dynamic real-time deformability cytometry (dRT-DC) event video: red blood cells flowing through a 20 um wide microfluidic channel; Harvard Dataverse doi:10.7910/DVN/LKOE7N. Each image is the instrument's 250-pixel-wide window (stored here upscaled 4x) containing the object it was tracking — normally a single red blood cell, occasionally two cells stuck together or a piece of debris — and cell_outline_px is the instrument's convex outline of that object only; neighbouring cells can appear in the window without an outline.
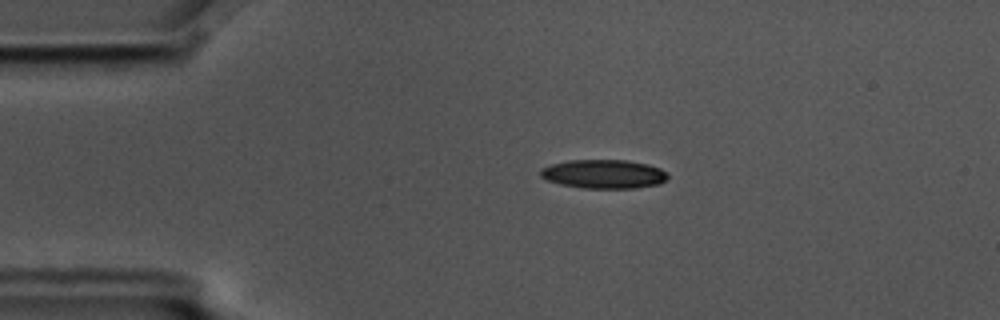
{"species": "common noctule bat (a hibernating species)", "species_latin": "Nyctalus noctula", "temperature_condition": "cold", "stored_images_in_passage": 15, "camera_frame_rate_fps": 3000, "um_per_image_px": 0.085, "animal": {"sex": "male", "body_mass_g": 17.5, "forearm_length_mm": 52.3}, "frame": {"image": 1, "passage_image": 3, "time_ms": 0.667, "image_size_px": [1000, 320], "cell_outline_px": [[668, 176], [660, 184], [636, 188], [584, 188], [560, 184], [548, 180], [540, 176], [540, 168], [552, 164], [568, 160], [628, 160], [648, 164], [660, 168], [668, 172]], "centroid_in_image_um": [51.33, 14.79], "position_along_channel_um": 33.7, "area_um2": 21.5}}